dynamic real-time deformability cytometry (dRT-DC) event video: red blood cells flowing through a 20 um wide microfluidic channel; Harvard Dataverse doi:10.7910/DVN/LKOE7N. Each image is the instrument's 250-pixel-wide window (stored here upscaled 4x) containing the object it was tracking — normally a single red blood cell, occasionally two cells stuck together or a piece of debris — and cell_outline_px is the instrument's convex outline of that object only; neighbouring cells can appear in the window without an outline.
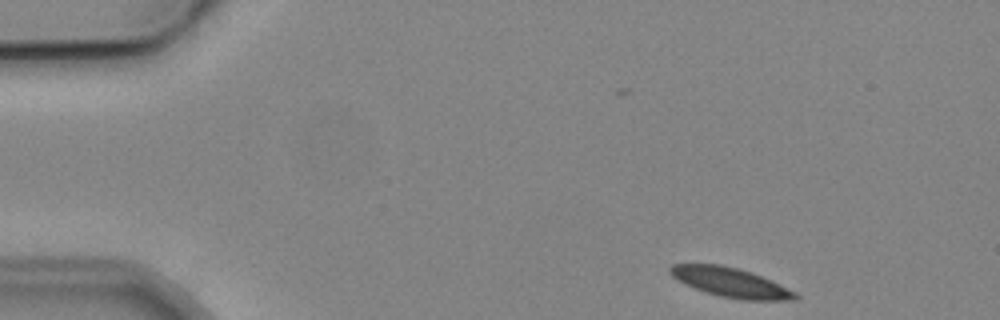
{"species": "common noctule bat (a hibernating species)", "species_latin": "Nyctalus noctula", "temperature_condition": "cold", "stored_images_in_passage": 4, "camera_frame_rate_fps": 3000, "um_per_image_px": 0.085, "animal": {"sex": "male", "body_mass_g": 19.2, "forearm_length_mm": 51.8}, "frame": {"image": 1, "passage_image": 1, "time_ms": 0.0, "image_size_px": [1000, 320], "cell_outline_px": [[800, 296], [796, 300], [744, 300], [720, 296], [704, 292], [672, 276], [668, 272], [668, 268], [672, 264], [720, 264], [752, 272], [780, 284], [796, 292]], "centroid_in_image_um": [62.14, 24.0], "position_along_channel_um": 22.9, "area_um2": 21.33}}